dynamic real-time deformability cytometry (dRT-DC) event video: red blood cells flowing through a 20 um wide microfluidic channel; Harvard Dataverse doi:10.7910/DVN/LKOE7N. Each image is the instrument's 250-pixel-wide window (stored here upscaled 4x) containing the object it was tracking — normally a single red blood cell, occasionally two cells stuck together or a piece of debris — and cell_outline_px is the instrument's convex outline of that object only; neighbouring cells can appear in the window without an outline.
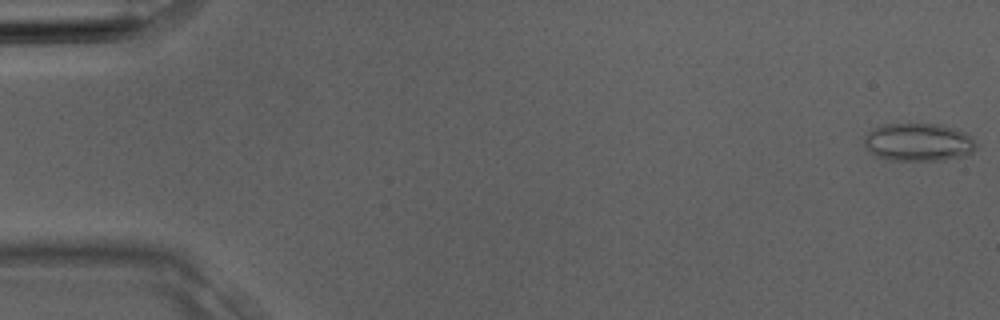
{"species": "Egyptian fruit bat (a non-hibernating species)", "species_latin": "Rousettus aegyptiacus", "temperature_condition": "room temperature", "stored_images_in_passage": 5, "camera_frame_rate_fps": 3000, "um_per_image_px": 0.085, "animal": {"sex": "male"}, "frame": {"image": 1, "passage_image": 1, "time_ms": 0.0, "image_size_px": [1000, 320], "cell_outline_px": [[976, 148], [972, 152], [964, 156], [944, 160], [888, 160], [876, 156], [864, 144], [864, 136], [872, 128], [880, 124], [940, 124], [956, 128], [968, 132], [972, 136], [976, 144]], "centroid_in_image_um": [78.09, 12.07], "position_along_channel_um": 6.9, "area_um2": 25.09}}